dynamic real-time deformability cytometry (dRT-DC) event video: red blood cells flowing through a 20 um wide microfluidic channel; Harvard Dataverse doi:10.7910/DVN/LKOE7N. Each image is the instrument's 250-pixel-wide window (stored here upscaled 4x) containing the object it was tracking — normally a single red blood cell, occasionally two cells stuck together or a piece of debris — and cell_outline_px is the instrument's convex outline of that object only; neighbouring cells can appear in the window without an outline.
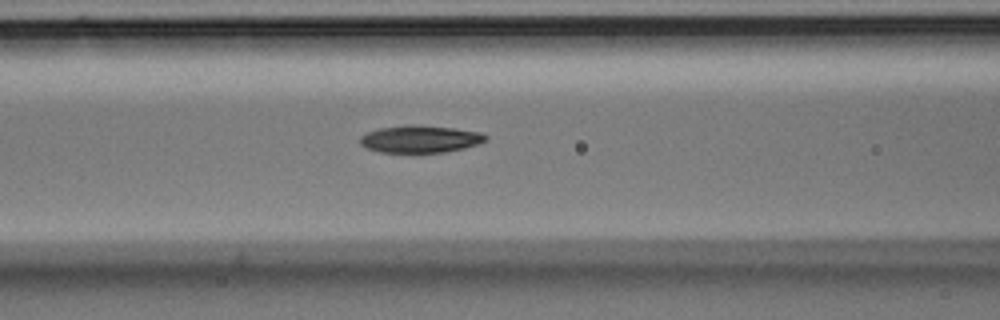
{"species": "Egyptian fruit bat (a non-hibernating species)", "species_latin": "Rousettus aegyptiacus", "temperature_condition": "room temperature", "stored_images_in_passage": 5, "camera_frame_rate_fps": 3000, "um_per_image_px": 0.085, "animal": {"sex": "male"}, "frame": {"image": 1, "passage_image": 5, "time_ms": 1.333, "image_size_px": [1000, 320], "cell_outline_px": [[488, 136], [484, 140], [476, 144], [464, 148], [444, 152], [380, 152], [368, 148], [360, 144], [360, 136], [368, 132], [380, 128], [404, 124], [412, 124], [452, 128], [480, 132]], "centroid_in_image_um": [35.68, 11.81], "position_along_channel_um": 130.9, "area_um2": 19.77}}